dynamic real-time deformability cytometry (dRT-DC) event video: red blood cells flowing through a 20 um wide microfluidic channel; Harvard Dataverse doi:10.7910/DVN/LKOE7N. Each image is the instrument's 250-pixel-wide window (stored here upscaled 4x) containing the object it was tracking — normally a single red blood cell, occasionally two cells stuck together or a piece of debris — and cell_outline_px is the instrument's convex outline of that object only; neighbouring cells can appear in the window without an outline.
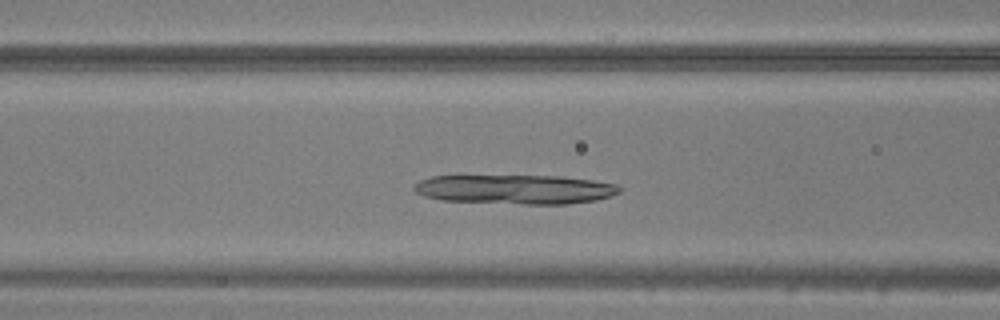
{"species": "common noctule bat (a hibernating species)", "species_latin": "Nyctalus noctula", "temperature_condition": "warm", "stored_images_in_passage": 44, "camera_frame_rate_fps": 3000, "um_per_image_px": 0.085, "animal": {"sex": "male", "body_mass_g": 20.5, "forearm_length_mm": 52.5}, "frame": {"image": 1, "passage_image": 15, "time_ms": 4.667, "image_size_px": [1000, 320], "cell_outline_px": [[620, 192], [612, 196], [596, 200], [568, 204], [524, 204], [444, 200], [424, 196], [416, 192], [412, 188], [420, 180], [432, 176], [560, 176], [592, 180], [616, 184], [620, 188]], "centroid_in_image_um": [43.82, 16.09], "position_along_channel_um": 122.8, "area_um2": 34.97}}
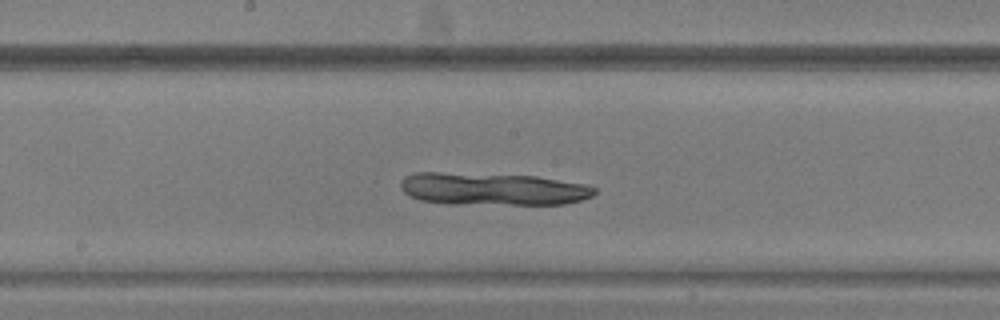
{"frame": {"image": 2, "passage_image": 21, "time_ms": 6.667, "image_size_px": [1000, 320], "cell_outline_px": [[596, 192], [592, 196], [580, 200], [564, 204], [448, 204], [420, 200], [404, 192], [400, 188], [400, 180], [404, 176], [416, 172], [440, 172], [536, 176], [584, 184], [596, 188]], "centroid_in_image_um": [41.83, 16.06], "position_along_channel_um": 206.4, "area_um2": 36.82}}
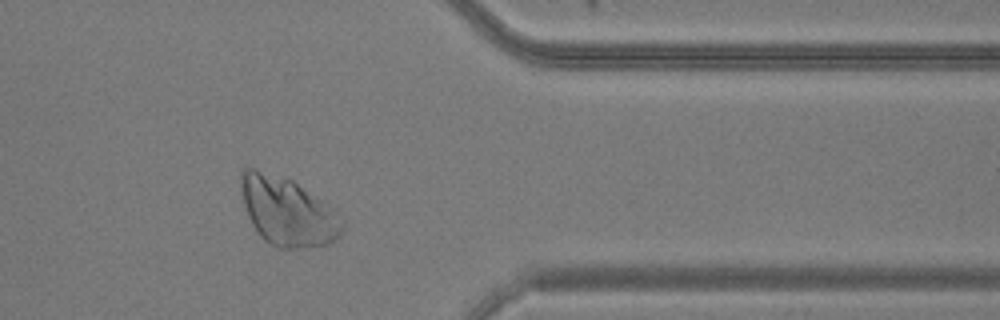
{"frame": {"image": 3, "passage_image": 35, "time_ms": 11.333, "image_size_px": [1000, 320], "cell_outline_px": [[344, 228], [340, 236], [336, 240], [328, 244], [292, 248], [276, 248], [264, 240], [260, 236], [252, 224], [248, 216], [244, 204], [240, 184], [240, 172], [244, 168], [256, 168], [292, 180], [344, 220]], "centroid_in_image_um": [24.39, 17.99], "position_along_channel_um": 387.0, "area_um2": 39.71}}